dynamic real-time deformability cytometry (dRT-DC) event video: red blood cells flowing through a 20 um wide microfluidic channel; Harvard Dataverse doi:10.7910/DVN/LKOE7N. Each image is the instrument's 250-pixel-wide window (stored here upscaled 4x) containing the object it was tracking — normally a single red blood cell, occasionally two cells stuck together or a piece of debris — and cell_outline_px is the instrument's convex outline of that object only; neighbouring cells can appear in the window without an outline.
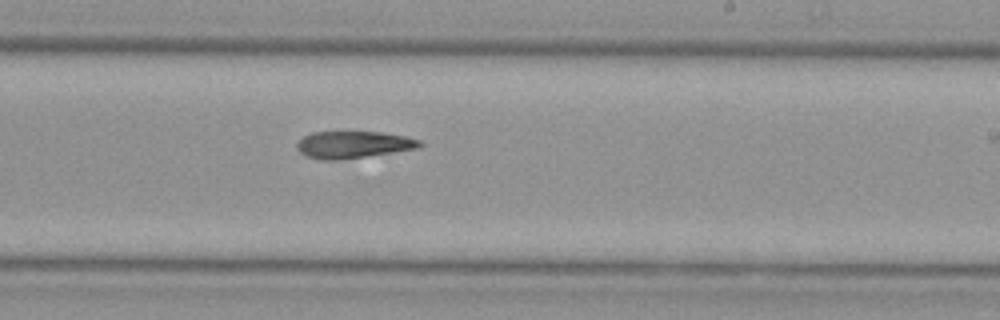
{"species": "Egyptian fruit bat (a non-hibernating species)", "species_latin": "Rousettus aegyptiacus", "temperature_condition": "cold", "stored_images_in_passage": 30, "segment_of_instrument_passage": [3, 3], "camera_frame_rate_fps": 3000, "um_per_image_px": 0.085, "animal": {"sex": "female"}, "frame": {"image": 1, "passage_image": 17, "time_ms": 5.333, "image_size_px": [1000, 320], "cell_outline_px": [[424, 144], [420, 148], [336, 160], [320, 160], [308, 156], [300, 152], [296, 148], [296, 144], [304, 136], [312, 132], [380, 132], [404, 136], [420, 140]], "centroid_in_image_um": [30.03, 12.29], "position_along_channel_um": 259.0, "area_um2": 19.13}}
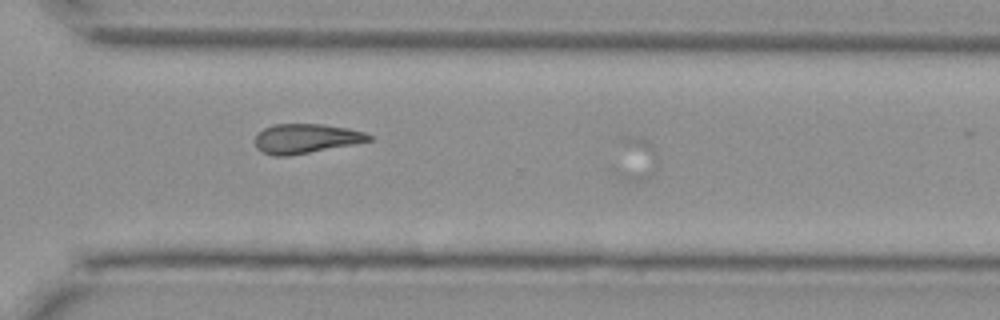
{"frame": {"image": 2, "passage_image": 23, "time_ms": 7.333, "image_size_px": [1000, 320], "cell_outline_px": [[660, 160], [652, 176], [648, 180], [636, 184], [624, 180], [616, 176], [608, 168], [628, 140], [636, 136], [644, 140], [656, 148]], "centroid_in_image_um": [54.03, 13.72], "position_along_channel_um": 316.6, "area_um2": 11.5}}